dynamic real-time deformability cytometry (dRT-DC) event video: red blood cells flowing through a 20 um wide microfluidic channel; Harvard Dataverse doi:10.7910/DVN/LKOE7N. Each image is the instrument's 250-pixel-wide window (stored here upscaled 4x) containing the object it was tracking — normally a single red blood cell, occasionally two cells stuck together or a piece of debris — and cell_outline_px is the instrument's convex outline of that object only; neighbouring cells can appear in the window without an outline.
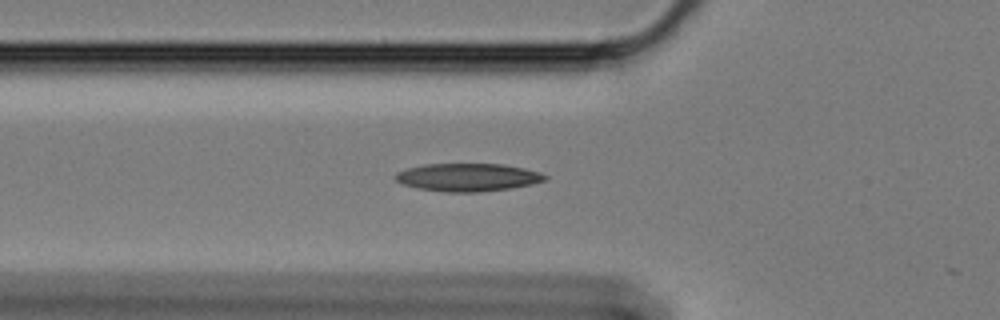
{"species": "Egyptian fruit bat (a non-hibernating species)", "species_latin": "Rousettus aegyptiacus", "temperature_condition": "cold", "stored_images_in_passage": 35, "camera_frame_rate_fps": 3000, "um_per_image_px": 0.085, "animal": {"sex": "female"}, "frame": {"image": 1, "passage_image": 2, "time_ms": 0.333, "image_size_px": [1000, 320], "cell_outline_px": [[548, 176], [544, 180], [532, 184], [512, 188], [480, 192], [448, 192], [420, 188], [404, 184], [396, 180], [392, 176], [396, 172], [408, 168], [424, 164], [504, 164], [524, 168], [540, 172]], "centroid_in_image_um": [39.77, 15.06], "position_along_channel_um": 86.0, "area_um2": 24.28}}
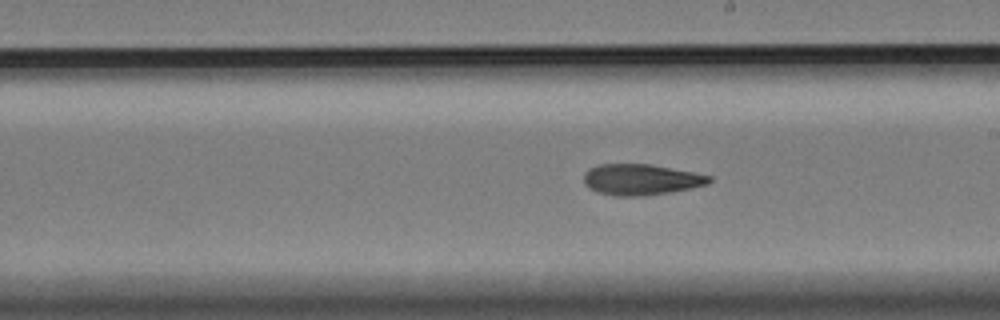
{"frame": {"image": 2, "passage_image": 15, "time_ms": 4.667, "image_size_px": [1000, 320], "cell_outline_px": [[712, 180], [708, 184], [692, 188], [672, 192], [644, 196], [612, 196], [596, 192], [588, 188], [584, 184], [584, 172], [588, 168], [600, 164], [648, 164], [692, 172], [712, 176]], "centroid_in_image_um": [54.45, 15.27], "position_along_channel_um": 234.6, "area_um2": 22.83}}
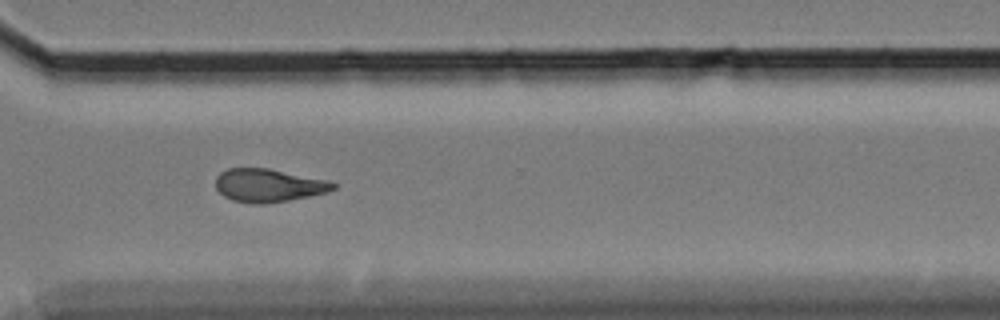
{"frame": {"image": 3, "passage_image": 25, "time_ms": 8.0, "image_size_px": [1000, 320], "cell_outline_px": [[336, 188], [328, 192], [288, 200], [264, 204], [252, 204], [232, 200], [224, 196], [216, 188], [216, 176], [220, 172], [228, 168], [268, 168], [324, 180], [336, 184]], "centroid_in_image_um": [22.77, 15.76], "position_along_channel_um": 347.8, "area_um2": 22.48}}